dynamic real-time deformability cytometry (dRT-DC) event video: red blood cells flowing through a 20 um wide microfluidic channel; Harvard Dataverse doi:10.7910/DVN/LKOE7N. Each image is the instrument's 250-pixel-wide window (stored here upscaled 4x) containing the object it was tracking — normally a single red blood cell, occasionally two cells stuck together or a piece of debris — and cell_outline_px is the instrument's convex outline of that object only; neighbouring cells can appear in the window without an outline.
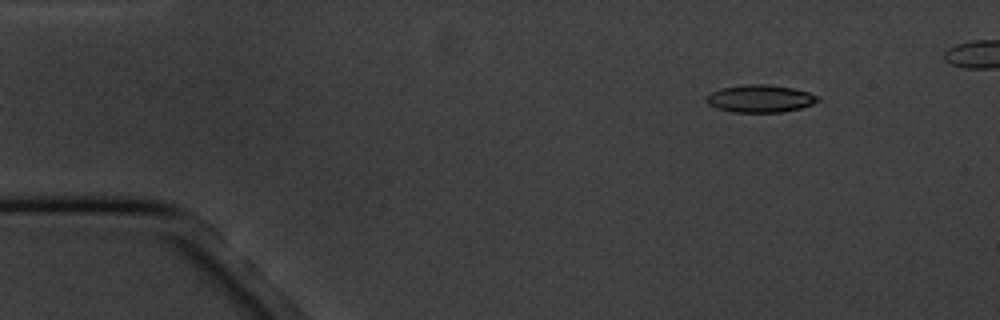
{"species": "common noctule bat (a hibernating species)", "species_latin": "Nyctalus noctula", "temperature_condition": "cold", "stored_images_in_passage": 4, "camera_frame_rate_fps": 3000, "um_per_image_px": 0.085, "animal": {"sex": "male", "body_mass_g": 20.1, "forearm_length_mm": 53.5}, "frame": {"image": 1, "passage_image": 4, "time_ms": 4.333, "image_size_px": [1000, 320], "cell_outline_px": [[820, 100], [812, 104], [800, 108], [780, 112], [732, 112], [716, 108], [708, 104], [704, 100], [712, 92], [720, 88], [744, 84], [764, 84], [792, 88], [808, 92], [820, 96]], "centroid_in_image_um": [64.6, 8.38], "position_along_channel_um": 20.4, "area_um2": 17.86}}